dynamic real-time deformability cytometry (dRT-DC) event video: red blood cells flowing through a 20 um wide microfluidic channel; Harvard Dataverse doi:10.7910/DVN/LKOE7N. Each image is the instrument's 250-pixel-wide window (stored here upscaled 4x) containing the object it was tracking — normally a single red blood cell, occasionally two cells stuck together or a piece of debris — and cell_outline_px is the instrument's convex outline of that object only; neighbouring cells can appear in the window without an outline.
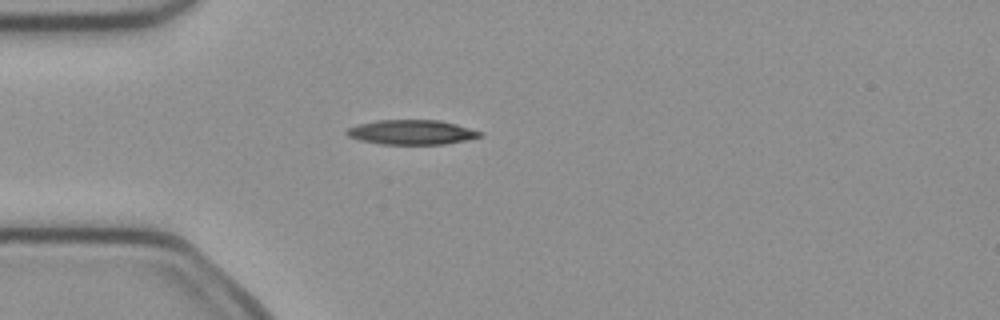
{"species": "common noctule bat (a hibernating species)", "species_latin": "Nyctalus noctula", "temperature_condition": "cold", "stored_images_in_passage": 38, "camera_frame_rate_fps": 3000, "um_per_image_px": 0.085, "animal": {"sex": "female", "body_mass_g": 21.9}, "frame": {"image": 1, "passage_image": 1, "time_ms": 0.0, "image_size_px": [1000, 320], "cell_outline_px": [[484, 136], [444, 144], [380, 144], [360, 140], [348, 136], [344, 132], [348, 128], [360, 124], [376, 120], [440, 120], [456, 124], [484, 132]], "centroid_in_image_um": [35.01, 11.24], "position_along_channel_um": 50.0, "area_um2": 19.13}}
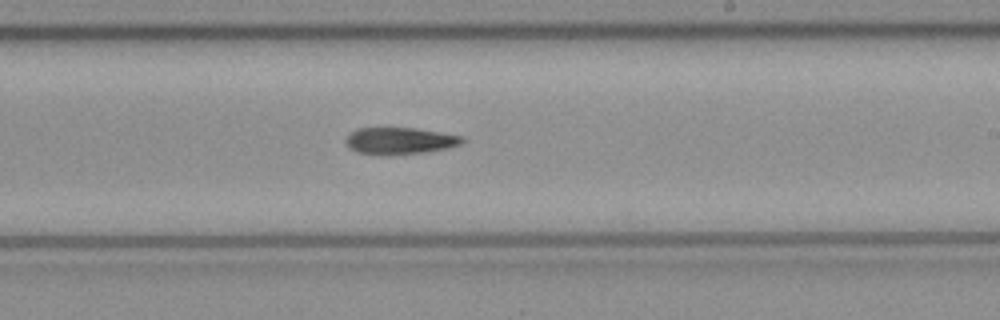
{"frame": {"image": 2, "passage_image": 17, "time_ms": 5.333, "image_size_px": [1000, 320], "cell_outline_px": [[464, 140], [460, 144], [448, 148], [424, 152], [388, 156], [380, 156], [356, 152], [348, 148], [344, 140], [348, 132], [356, 128], [416, 128], [464, 136]], "centroid_in_image_um": [33.91, 11.98], "position_along_channel_um": 255.1, "area_um2": 18.67}}
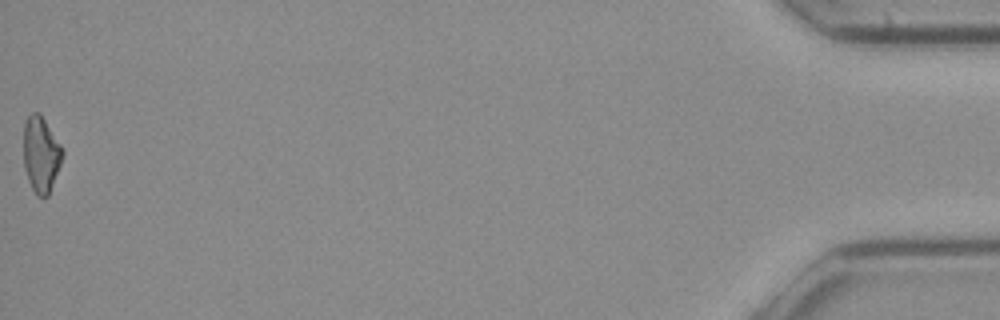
{"frame": {"image": 3, "passage_image": 38, "time_ms": 12.333, "image_size_px": [1000, 320], "cell_outline_px": [[64, 152], [60, 164], [48, 196], [36, 196], [28, 180], [24, 168], [24, 124], [28, 116], [32, 112], [40, 112], [64, 148]], "centroid_in_image_um": [3.49, 13.09], "position_along_channel_um": 431.7, "area_um2": 17.28}}